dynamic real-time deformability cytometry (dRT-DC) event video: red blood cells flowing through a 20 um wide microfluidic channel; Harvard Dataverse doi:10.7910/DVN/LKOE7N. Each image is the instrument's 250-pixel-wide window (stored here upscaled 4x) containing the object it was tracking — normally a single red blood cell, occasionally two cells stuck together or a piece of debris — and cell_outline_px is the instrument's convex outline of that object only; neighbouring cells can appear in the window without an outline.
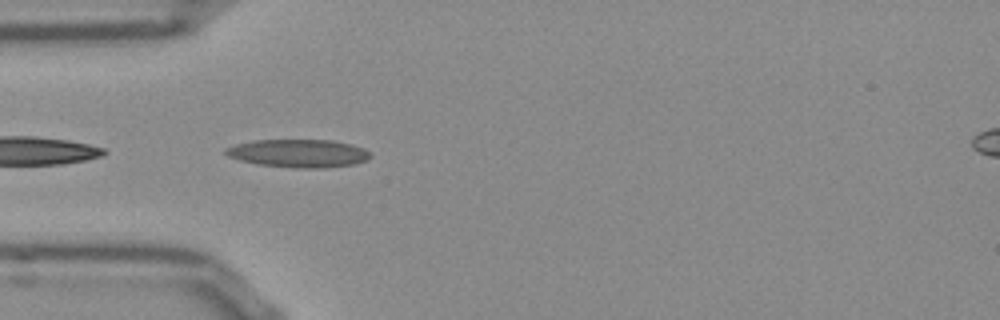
{"species": "Egyptian fruit bat (a non-hibernating species)", "species_latin": "Rousettus aegyptiacus", "temperature_condition": "room temperature", "stored_images_in_passage": 38, "camera_frame_rate_fps": 3000, "um_per_image_px": 0.085, "frame": {"image": 1, "passage_image": 1, "time_ms": 0.0, "image_size_px": [1000, 320], "cell_outline_px": [[372, 156], [368, 160], [352, 164], [324, 168], [300, 168], [256, 164], [240, 160], [228, 156], [224, 152], [224, 148], [236, 144], [252, 140], [332, 140], [352, 144], [364, 148]], "centroid_in_image_um": [25.37, 13.03], "position_along_channel_um": 59.6, "area_um2": 23.7}}
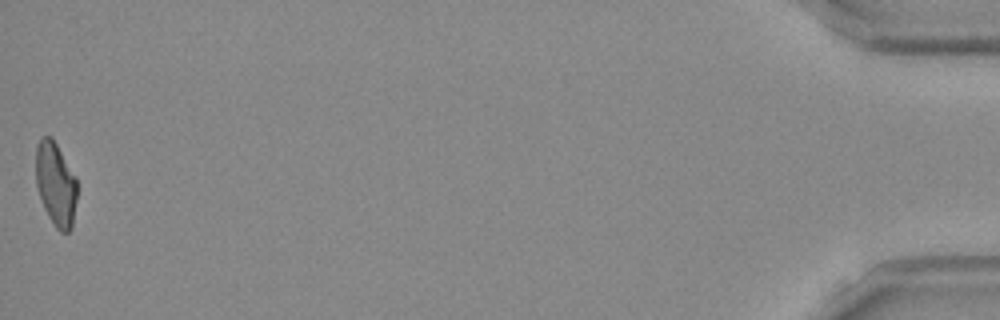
{"frame": {"image": 2, "passage_image": 38, "time_ms": 12.333, "image_size_px": [1000, 320], "cell_outline_px": [[76, 200], [72, 228], [68, 232], [60, 232], [56, 228], [48, 216], [44, 208], [36, 184], [36, 144], [40, 136], [52, 136], [76, 176]], "centroid_in_image_um": [4.73, 15.61], "position_along_channel_um": 430.5, "area_um2": 20.29}, "authors_computed_cell_mechanics": {"area_um2": 21.2126, "velocity_mm_per_s": 3.8508, "shape_relaxation_time_tau1_ms": 8.7041, "shape_relaxation_time_tau2_ms": 1.6846, "deformation_change_tau1": 0.2329, "deformation_change_tau2": 0.1116}}